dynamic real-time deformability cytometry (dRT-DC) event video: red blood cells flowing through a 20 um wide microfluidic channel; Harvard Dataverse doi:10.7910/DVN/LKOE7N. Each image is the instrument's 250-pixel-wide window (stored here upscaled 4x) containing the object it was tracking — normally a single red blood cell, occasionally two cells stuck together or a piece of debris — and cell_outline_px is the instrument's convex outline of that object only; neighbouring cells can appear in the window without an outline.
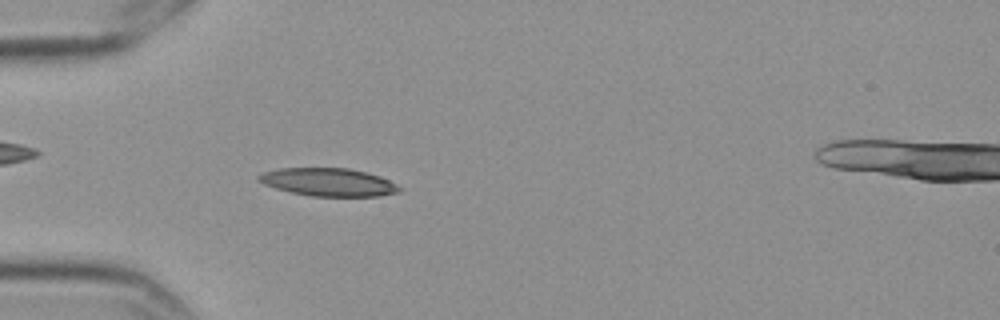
{"species": "Egyptian fruit bat (a non-hibernating species)", "species_latin": "Rousettus aegyptiacus", "temperature_condition": "cold", "stored_images_in_passage": 4, "camera_frame_rate_fps": 3000, "um_per_image_px": 0.085, "frame": {"image": 1, "passage_image": 4, "time_ms": 1.0, "image_size_px": [1000, 320], "cell_outline_px": [[404, 188], [400, 192], [380, 196], [312, 196], [292, 192], [276, 188], [264, 184], [256, 180], [256, 176], [264, 172], [280, 168], [348, 168], [380, 176]], "centroid_in_image_um": [27.93, 15.48], "position_along_channel_um": 57.1, "area_um2": 22.89}}